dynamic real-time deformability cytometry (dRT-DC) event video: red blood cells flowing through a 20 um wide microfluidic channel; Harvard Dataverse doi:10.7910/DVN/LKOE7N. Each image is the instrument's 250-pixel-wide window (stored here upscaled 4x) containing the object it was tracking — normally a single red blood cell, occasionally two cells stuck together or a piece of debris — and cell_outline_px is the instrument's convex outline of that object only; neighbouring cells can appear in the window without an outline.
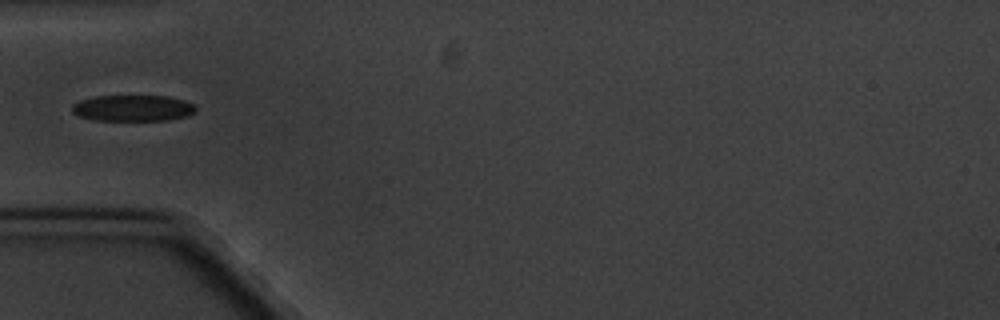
{"species": "common noctule bat (a hibernating species)", "species_latin": "Nyctalus noctula", "temperature_condition": "cold", "stored_images_in_passage": 2, "camera_frame_rate_fps": 3000, "um_per_image_px": 0.085, "animal": {"sex": "male", "body_mass_g": 20.1, "forearm_length_mm": 53.5}, "frame": {"image": 1, "passage_image": 1, "time_ms": 0.0, "image_size_px": [1000, 320], "cell_outline_px": [[196, 112], [188, 116], [168, 120], [96, 120], [80, 116], [72, 112], [72, 104], [80, 100], [96, 96], [164, 96], [184, 100], [196, 104]], "centroid_in_image_um": [11.33, 9.19], "position_along_channel_um": 73.7, "area_um2": 18.9}}